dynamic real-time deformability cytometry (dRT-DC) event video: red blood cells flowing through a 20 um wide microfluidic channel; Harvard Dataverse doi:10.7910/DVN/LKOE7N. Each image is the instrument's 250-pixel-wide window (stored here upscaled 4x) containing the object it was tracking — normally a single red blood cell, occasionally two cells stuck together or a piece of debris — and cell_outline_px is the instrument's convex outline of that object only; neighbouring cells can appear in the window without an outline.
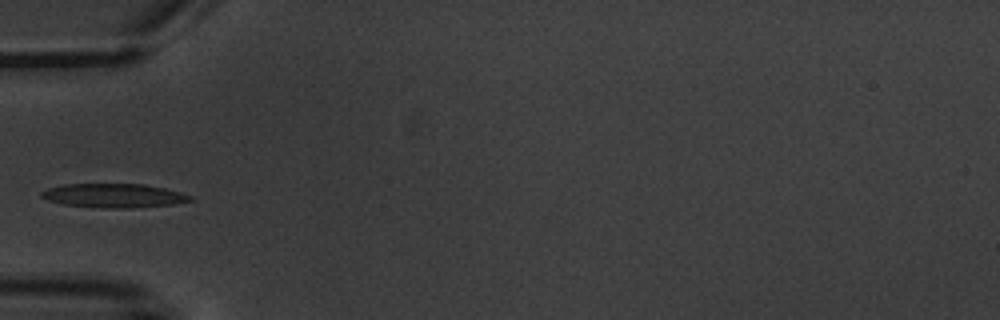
{"species": "common noctule bat (a hibernating species)", "species_latin": "Nyctalus noctula", "temperature_condition": "warm", "stored_images_in_passage": 1, "camera_frame_rate_fps": 3000, "um_per_image_px": 0.085, "animal": {"sex": "male", "body_mass_g": 20.1, "forearm_length_mm": 53.5}, "frame": {"image": 1, "passage_image": 1, "time_ms": 0.0, "image_size_px": [1000, 320], "cell_outline_px": [[192, 200], [172, 204], [132, 208], [96, 208], [64, 204], [48, 200], [40, 196], [40, 192], [48, 188], [64, 184], [144, 184], [164, 188], [192, 196]], "centroid_in_image_um": [9.63, 16.63], "position_along_channel_um": 75.4, "area_um2": 20.69}}